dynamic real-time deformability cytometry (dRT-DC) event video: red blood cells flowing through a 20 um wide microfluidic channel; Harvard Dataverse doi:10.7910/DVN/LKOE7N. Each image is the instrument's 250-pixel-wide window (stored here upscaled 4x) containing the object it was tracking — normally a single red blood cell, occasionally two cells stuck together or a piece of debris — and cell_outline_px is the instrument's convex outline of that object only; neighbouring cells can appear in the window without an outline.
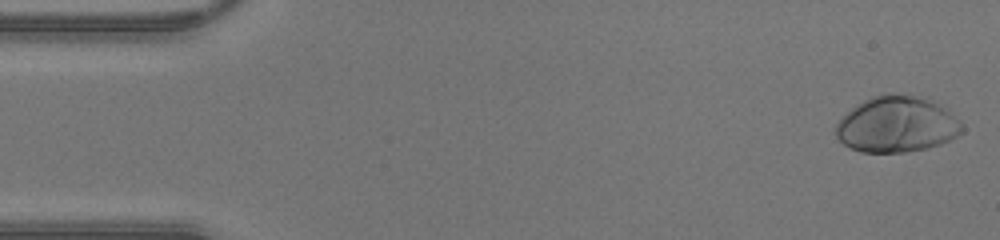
{"species": "human", "species_latin": "Homo sapiens", "temperature_condition": "warm", "stored_images_in_passage": 45, "camera_frame_rate_fps": 3000, "um_per_image_px": 0.085, "donor": {"sex": "male"}, "frame": {"image": 1, "passage_image": 1, "time_ms": 0.0, "image_size_px": [1000, 240], "cell_outline_px": [[964, 132], [940, 144], [928, 148], [904, 152], [860, 152], [848, 148], [836, 136], [836, 124], [856, 104], [872, 96], [888, 92], [892, 92], [928, 96], [948, 108], [964, 124]], "centroid_in_image_um": [76.29, 10.54], "position_along_channel_um": 8.7, "area_um2": 42.08}}
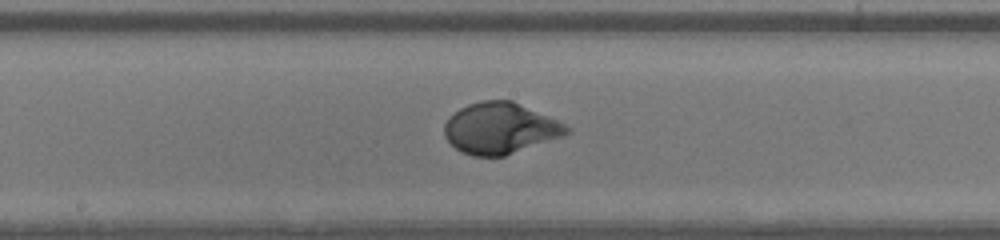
{"frame": {"image": 2, "passage_image": 23, "time_ms": 7.333, "image_size_px": [1000, 240], "cell_outline_px": [[572, 132], [564, 136], [504, 156], [472, 156], [456, 148], [444, 136], [444, 124], [460, 108], [468, 104], [480, 100], [512, 100], [548, 116], [572, 128]], "centroid_in_image_um": [42.54, 10.9], "position_along_channel_um": 205.7, "area_um2": 36.24}}
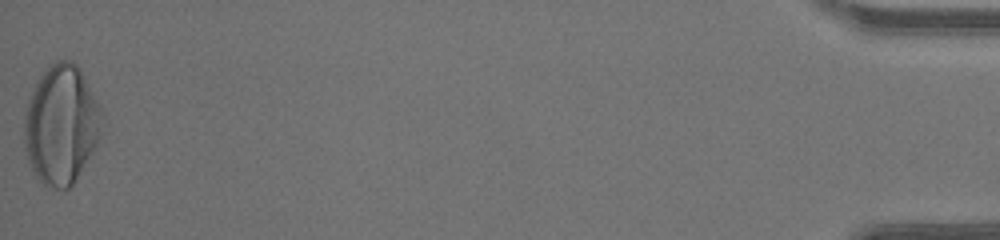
{"frame": {"image": 3, "passage_image": 45, "time_ms": 14.667, "image_size_px": [1000, 240], "cell_outline_px": [[104, 116], [100, 136], [92, 152], [72, 184], [68, 188], [48, 188], [36, 176], [28, 160], [24, 144], [24, 120], [28, 100], [36, 80], [44, 68], [56, 60], [72, 60], [76, 64], [100, 108]], "centroid_in_image_um": [5.18, 10.58], "position_along_channel_um": 430.0, "area_um2": 53.58}}